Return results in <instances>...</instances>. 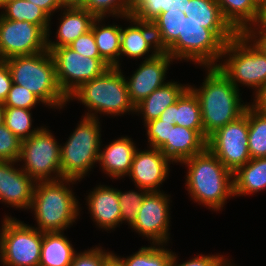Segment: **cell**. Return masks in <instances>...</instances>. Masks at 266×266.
I'll list each match as a JSON object with an SVG mask.
<instances>
[{
  "label": "cell",
  "instance_id": "obj_28",
  "mask_svg": "<svg viewBox=\"0 0 266 266\" xmlns=\"http://www.w3.org/2000/svg\"><path fill=\"white\" fill-rule=\"evenodd\" d=\"M75 254L64 232L43 233L39 266H70Z\"/></svg>",
  "mask_w": 266,
  "mask_h": 266
},
{
  "label": "cell",
  "instance_id": "obj_4",
  "mask_svg": "<svg viewBox=\"0 0 266 266\" xmlns=\"http://www.w3.org/2000/svg\"><path fill=\"white\" fill-rule=\"evenodd\" d=\"M258 12L256 0H194V22L201 44L215 35L246 33Z\"/></svg>",
  "mask_w": 266,
  "mask_h": 266
},
{
  "label": "cell",
  "instance_id": "obj_40",
  "mask_svg": "<svg viewBox=\"0 0 266 266\" xmlns=\"http://www.w3.org/2000/svg\"><path fill=\"white\" fill-rule=\"evenodd\" d=\"M69 47L83 56L101 58L92 30H89L87 33L79 36L69 45Z\"/></svg>",
  "mask_w": 266,
  "mask_h": 266
},
{
  "label": "cell",
  "instance_id": "obj_3",
  "mask_svg": "<svg viewBox=\"0 0 266 266\" xmlns=\"http://www.w3.org/2000/svg\"><path fill=\"white\" fill-rule=\"evenodd\" d=\"M187 165V191L196 203L209 209H223L226 200L234 196L233 173L208 149L181 162Z\"/></svg>",
  "mask_w": 266,
  "mask_h": 266
},
{
  "label": "cell",
  "instance_id": "obj_12",
  "mask_svg": "<svg viewBox=\"0 0 266 266\" xmlns=\"http://www.w3.org/2000/svg\"><path fill=\"white\" fill-rule=\"evenodd\" d=\"M56 140L50 130L42 126L34 135L21 143L18 162L23 160L21 169L36 182L63 179L60 162L61 145Z\"/></svg>",
  "mask_w": 266,
  "mask_h": 266
},
{
  "label": "cell",
  "instance_id": "obj_39",
  "mask_svg": "<svg viewBox=\"0 0 266 266\" xmlns=\"http://www.w3.org/2000/svg\"><path fill=\"white\" fill-rule=\"evenodd\" d=\"M110 253L97 246L96 248L84 250L81 253L77 252L70 266H102L104 259Z\"/></svg>",
  "mask_w": 266,
  "mask_h": 266
},
{
  "label": "cell",
  "instance_id": "obj_27",
  "mask_svg": "<svg viewBox=\"0 0 266 266\" xmlns=\"http://www.w3.org/2000/svg\"><path fill=\"white\" fill-rule=\"evenodd\" d=\"M105 18H96L91 26L100 57L110 66L120 68L121 27L102 25ZM101 23V24H99Z\"/></svg>",
  "mask_w": 266,
  "mask_h": 266
},
{
  "label": "cell",
  "instance_id": "obj_26",
  "mask_svg": "<svg viewBox=\"0 0 266 266\" xmlns=\"http://www.w3.org/2000/svg\"><path fill=\"white\" fill-rule=\"evenodd\" d=\"M265 189L266 157L250 159L233 173V197L254 194Z\"/></svg>",
  "mask_w": 266,
  "mask_h": 266
},
{
  "label": "cell",
  "instance_id": "obj_15",
  "mask_svg": "<svg viewBox=\"0 0 266 266\" xmlns=\"http://www.w3.org/2000/svg\"><path fill=\"white\" fill-rule=\"evenodd\" d=\"M47 50V33L28 21H14L0 15V61Z\"/></svg>",
  "mask_w": 266,
  "mask_h": 266
},
{
  "label": "cell",
  "instance_id": "obj_7",
  "mask_svg": "<svg viewBox=\"0 0 266 266\" xmlns=\"http://www.w3.org/2000/svg\"><path fill=\"white\" fill-rule=\"evenodd\" d=\"M74 98L88 108L84 116L99 118L96 116L98 113L107 116H121L127 112L135 114L125 75L118 67H110L102 75L83 83L68 97V101Z\"/></svg>",
  "mask_w": 266,
  "mask_h": 266
},
{
  "label": "cell",
  "instance_id": "obj_46",
  "mask_svg": "<svg viewBox=\"0 0 266 266\" xmlns=\"http://www.w3.org/2000/svg\"><path fill=\"white\" fill-rule=\"evenodd\" d=\"M86 0H60L63 7H82Z\"/></svg>",
  "mask_w": 266,
  "mask_h": 266
},
{
  "label": "cell",
  "instance_id": "obj_19",
  "mask_svg": "<svg viewBox=\"0 0 266 266\" xmlns=\"http://www.w3.org/2000/svg\"><path fill=\"white\" fill-rule=\"evenodd\" d=\"M15 161L0 160V202L11 207L30 209L36 181Z\"/></svg>",
  "mask_w": 266,
  "mask_h": 266
},
{
  "label": "cell",
  "instance_id": "obj_36",
  "mask_svg": "<svg viewBox=\"0 0 266 266\" xmlns=\"http://www.w3.org/2000/svg\"><path fill=\"white\" fill-rule=\"evenodd\" d=\"M22 141L4 124L0 126V160L18 163Z\"/></svg>",
  "mask_w": 266,
  "mask_h": 266
},
{
  "label": "cell",
  "instance_id": "obj_47",
  "mask_svg": "<svg viewBox=\"0 0 266 266\" xmlns=\"http://www.w3.org/2000/svg\"><path fill=\"white\" fill-rule=\"evenodd\" d=\"M254 40L266 53V37H259V38H251Z\"/></svg>",
  "mask_w": 266,
  "mask_h": 266
},
{
  "label": "cell",
  "instance_id": "obj_50",
  "mask_svg": "<svg viewBox=\"0 0 266 266\" xmlns=\"http://www.w3.org/2000/svg\"><path fill=\"white\" fill-rule=\"evenodd\" d=\"M10 1H13V0H0V9L5 3H8Z\"/></svg>",
  "mask_w": 266,
  "mask_h": 266
},
{
  "label": "cell",
  "instance_id": "obj_21",
  "mask_svg": "<svg viewBox=\"0 0 266 266\" xmlns=\"http://www.w3.org/2000/svg\"><path fill=\"white\" fill-rule=\"evenodd\" d=\"M207 148V141L193 129L174 125L170 128L169 138L159 148L160 151L173 163L192 157Z\"/></svg>",
  "mask_w": 266,
  "mask_h": 266
},
{
  "label": "cell",
  "instance_id": "obj_18",
  "mask_svg": "<svg viewBox=\"0 0 266 266\" xmlns=\"http://www.w3.org/2000/svg\"><path fill=\"white\" fill-rule=\"evenodd\" d=\"M149 149L136 150L128 176L138 190L144 188L148 191H160V185L169 176L171 161L159 149Z\"/></svg>",
  "mask_w": 266,
  "mask_h": 266
},
{
  "label": "cell",
  "instance_id": "obj_34",
  "mask_svg": "<svg viewBox=\"0 0 266 266\" xmlns=\"http://www.w3.org/2000/svg\"><path fill=\"white\" fill-rule=\"evenodd\" d=\"M140 193L137 191L129 190L122 192L118 190V200L121 210V223L127 222L129 226L137 218V213L144 201L145 196L150 192L144 188H139Z\"/></svg>",
  "mask_w": 266,
  "mask_h": 266
},
{
  "label": "cell",
  "instance_id": "obj_41",
  "mask_svg": "<svg viewBox=\"0 0 266 266\" xmlns=\"http://www.w3.org/2000/svg\"><path fill=\"white\" fill-rule=\"evenodd\" d=\"M13 84L11 72L4 61H0V103H4Z\"/></svg>",
  "mask_w": 266,
  "mask_h": 266
},
{
  "label": "cell",
  "instance_id": "obj_44",
  "mask_svg": "<svg viewBox=\"0 0 266 266\" xmlns=\"http://www.w3.org/2000/svg\"><path fill=\"white\" fill-rule=\"evenodd\" d=\"M32 3H34L35 5L39 6L49 17L54 16L53 13H55V11L57 12V10L64 8L61 3L60 0H28Z\"/></svg>",
  "mask_w": 266,
  "mask_h": 266
},
{
  "label": "cell",
  "instance_id": "obj_43",
  "mask_svg": "<svg viewBox=\"0 0 266 266\" xmlns=\"http://www.w3.org/2000/svg\"><path fill=\"white\" fill-rule=\"evenodd\" d=\"M254 93L255 99L249 106L256 112L266 115V83Z\"/></svg>",
  "mask_w": 266,
  "mask_h": 266
},
{
  "label": "cell",
  "instance_id": "obj_23",
  "mask_svg": "<svg viewBox=\"0 0 266 266\" xmlns=\"http://www.w3.org/2000/svg\"><path fill=\"white\" fill-rule=\"evenodd\" d=\"M61 13L56 32L57 40L52 42L47 36V49L69 46L79 36L91 30L92 23L96 19L82 7H64V9L61 8Z\"/></svg>",
  "mask_w": 266,
  "mask_h": 266
},
{
  "label": "cell",
  "instance_id": "obj_32",
  "mask_svg": "<svg viewBox=\"0 0 266 266\" xmlns=\"http://www.w3.org/2000/svg\"><path fill=\"white\" fill-rule=\"evenodd\" d=\"M135 0H86L82 8L95 18L108 16L127 19L130 16ZM108 15V16H107Z\"/></svg>",
  "mask_w": 266,
  "mask_h": 266
},
{
  "label": "cell",
  "instance_id": "obj_20",
  "mask_svg": "<svg viewBox=\"0 0 266 266\" xmlns=\"http://www.w3.org/2000/svg\"><path fill=\"white\" fill-rule=\"evenodd\" d=\"M86 198L91 218L100 229L114 230L122 224L118 189L98 185Z\"/></svg>",
  "mask_w": 266,
  "mask_h": 266
},
{
  "label": "cell",
  "instance_id": "obj_31",
  "mask_svg": "<svg viewBox=\"0 0 266 266\" xmlns=\"http://www.w3.org/2000/svg\"><path fill=\"white\" fill-rule=\"evenodd\" d=\"M173 254L163 244L151 243V246L141 247L139 251L121 259L124 266H170Z\"/></svg>",
  "mask_w": 266,
  "mask_h": 266
},
{
  "label": "cell",
  "instance_id": "obj_38",
  "mask_svg": "<svg viewBox=\"0 0 266 266\" xmlns=\"http://www.w3.org/2000/svg\"><path fill=\"white\" fill-rule=\"evenodd\" d=\"M230 260L223 255H197L183 263L178 264V256L173 254L170 266H226Z\"/></svg>",
  "mask_w": 266,
  "mask_h": 266
},
{
  "label": "cell",
  "instance_id": "obj_48",
  "mask_svg": "<svg viewBox=\"0 0 266 266\" xmlns=\"http://www.w3.org/2000/svg\"><path fill=\"white\" fill-rule=\"evenodd\" d=\"M4 109L5 106L3 105V103H0V126L4 124Z\"/></svg>",
  "mask_w": 266,
  "mask_h": 266
},
{
  "label": "cell",
  "instance_id": "obj_42",
  "mask_svg": "<svg viewBox=\"0 0 266 266\" xmlns=\"http://www.w3.org/2000/svg\"><path fill=\"white\" fill-rule=\"evenodd\" d=\"M245 34L250 38L266 37V8L259 10L255 23Z\"/></svg>",
  "mask_w": 266,
  "mask_h": 266
},
{
  "label": "cell",
  "instance_id": "obj_49",
  "mask_svg": "<svg viewBox=\"0 0 266 266\" xmlns=\"http://www.w3.org/2000/svg\"><path fill=\"white\" fill-rule=\"evenodd\" d=\"M258 9H264L266 8V0H256Z\"/></svg>",
  "mask_w": 266,
  "mask_h": 266
},
{
  "label": "cell",
  "instance_id": "obj_16",
  "mask_svg": "<svg viewBox=\"0 0 266 266\" xmlns=\"http://www.w3.org/2000/svg\"><path fill=\"white\" fill-rule=\"evenodd\" d=\"M127 20L131 24L125 29L121 27L120 56L140 59L147 54L146 59H151L173 40L157 24L138 21L131 16H127ZM149 51L153 52L148 56Z\"/></svg>",
  "mask_w": 266,
  "mask_h": 266
},
{
  "label": "cell",
  "instance_id": "obj_29",
  "mask_svg": "<svg viewBox=\"0 0 266 266\" xmlns=\"http://www.w3.org/2000/svg\"><path fill=\"white\" fill-rule=\"evenodd\" d=\"M2 8L3 12H1L2 14L0 13V15L3 18L19 22L28 21L32 24H36L47 33V36L50 37L51 17H49L39 6L28 0H13L5 3L1 9Z\"/></svg>",
  "mask_w": 266,
  "mask_h": 266
},
{
  "label": "cell",
  "instance_id": "obj_14",
  "mask_svg": "<svg viewBox=\"0 0 266 266\" xmlns=\"http://www.w3.org/2000/svg\"><path fill=\"white\" fill-rule=\"evenodd\" d=\"M248 107L245 113L213 133L207 148L232 173L250 161L248 151Z\"/></svg>",
  "mask_w": 266,
  "mask_h": 266
},
{
  "label": "cell",
  "instance_id": "obj_22",
  "mask_svg": "<svg viewBox=\"0 0 266 266\" xmlns=\"http://www.w3.org/2000/svg\"><path fill=\"white\" fill-rule=\"evenodd\" d=\"M137 149L132 138L127 136L112 141L102 150L100 149L99 165L102 171L112 179L127 177Z\"/></svg>",
  "mask_w": 266,
  "mask_h": 266
},
{
  "label": "cell",
  "instance_id": "obj_5",
  "mask_svg": "<svg viewBox=\"0 0 266 266\" xmlns=\"http://www.w3.org/2000/svg\"><path fill=\"white\" fill-rule=\"evenodd\" d=\"M75 182L72 179L36 182L30 207L38 226L34 228L42 233H53L64 232L73 225L81 208L70 188V183Z\"/></svg>",
  "mask_w": 266,
  "mask_h": 266
},
{
  "label": "cell",
  "instance_id": "obj_8",
  "mask_svg": "<svg viewBox=\"0 0 266 266\" xmlns=\"http://www.w3.org/2000/svg\"><path fill=\"white\" fill-rule=\"evenodd\" d=\"M138 21L159 25L173 39L201 42L194 22V0H135L130 14Z\"/></svg>",
  "mask_w": 266,
  "mask_h": 266
},
{
  "label": "cell",
  "instance_id": "obj_33",
  "mask_svg": "<svg viewBox=\"0 0 266 266\" xmlns=\"http://www.w3.org/2000/svg\"><path fill=\"white\" fill-rule=\"evenodd\" d=\"M31 110L24 108L5 107L4 125L21 141L34 135L41 127L32 128Z\"/></svg>",
  "mask_w": 266,
  "mask_h": 266
},
{
  "label": "cell",
  "instance_id": "obj_51",
  "mask_svg": "<svg viewBox=\"0 0 266 266\" xmlns=\"http://www.w3.org/2000/svg\"><path fill=\"white\" fill-rule=\"evenodd\" d=\"M233 263L229 262L226 266H234V264L232 265Z\"/></svg>",
  "mask_w": 266,
  "mask_h": 266
},
{
  "label": "cell",
  "instance_id": "obj_10",
  "mask_svg": "<svg viewBox=\"0 0 266 266\" xmlns=\"http://www.w3.org/2000/svg\"><path fill=\"white\" fill-rule=\"evenodd\" d=\"M197 50L198 48L190 41L173 39L155 57L141 62L130 79L125 78L129 99L134 107L154 90L167 83L165 82L166 73L173 60H186L189 62V58Z\"/></svg>",
  "mask_w": 266,
  "mask_h": 266
},
{
  "label": "cell",
  "instance_id": "obj_13",
  "mask_svg": "<svg viewBox=\"0 0 266 266\" xmlns=\"http://www.w3.org/2000/svg\"><path fill=\"white\" fill-rule=\"evenodd\" d=\"M47 50L55 63L58 85L67 98L83 83L102 75L110 68L102 58L83 56L69 46Z\"/></svg>",
  "mask_w": 266,
  "mask_h": 266
},
{
  "label": "cell",
  "instance_id": "obj_17",
  "mask_svg": "<svg viewBox=\"0 0 266 266\" xmlns=\"http://www.w3.org/2000/svg\"><path fill=\"white\" fill-rule=\"evenodd\" d=\"M165 192L150 191L144 198L137 218L130 226L152 244L168 243L170 225V197Z\"/></svg>",
  "mask_w": 266,
  "mask_h": 266
},
{
  "label": "cell",
  "instance_id": "obj_11",
  "mask_svg": "<svg viewBox=\"0 0 266 266\" xmlns=\"http://www.w3.org/2000/svg\"><path fill=\"white\" fill-rule=\"evenodd\" d=\"M1 227V263L4 266H39L43 233L7 215Z\"/></svg>",
  "mask_w": 266,
  "mask_h": 266
},
{
  "label": "cell",
  "instance_id": "obj_37",
  "mask_svg": "<svg viewBox=\"0 0 266 266\" xmlns=\"http://www.w3.org/2000/svg\"><path fill=\"white\" fill-rule=\"evenodd\" d=\"M174 125L175 122L161 121L160 119L145 123L149 147L159 149L169 138L170 128Z\"/></svg>",
  "mask_w": 266,
  "mask_h": 266
},
{
  "label": "cell",
  "instance_id": "obj_6",
  "mask_svg": "<svg viewBox=\"0 0 266 266\" xmlns=\"http://www.w3.org/2000/svg\"><path fill=\"white\" fill-rule=\"evenodd\" d=\"M4 62L11 72L13 83L30 90L45 106L61 109L69 102L58 85L55 63L48 50L14 56Z\"/></svg>",
  "mask_w": 266,
  "mask_h": 266
},
{
  "label": "cell",
  "instance_id": "obj_9",
  "mask_svg": "<svg viewBox=\"0 0 266 266\" xmlns=\"http://www.w3.org/2000/svg\"><path fill=\"white\" fill-rule=\"evenodd\" d=\"M80 123L61 146L60 162L63 179L81 181L99 162L101 127L99 118L83 116Z\"/></svg>",
  "mask_w": 266,
  "mask_h": 266
},
{
  "label": "cell",
  "instance_id": "obj_30",
  "mask_svg": "<svg viewBox=\"0 0 266 266\" xmlns=\"http://www.w3.org/2000/svg\"><path fill=\"white\" fill-rule=\"evenodd\" d=\"M248 151L251 159L266 157V115L248 106Z\"/></svg>",
  "mask_w": 266,
  "mask_h": 266
},
{
  "label": "cell",
  "instance_id": "obj_1",
  "mask_svg": "<svg viewBox=\"0 0 266 266\" xmlns=\"http://www.w3.org/2000/svg\"><path fill=\"white\" fill-rule=\"evenodd\" d=\"M199 50L237 89L242 84L256 92L266 83V53L245 33L212 36ZM222 57H227L223 63L219 61Z\"/></svg>",
  "mask_w": 266,
  "mask_h": 266
},
{
  "label": "cell",
  "instance_id": "obj_25",
  "mask_svg": "<svg viewBox=\"0 0 266 266\" xmlns=\"http://www.w3.org/2000/svg\"><path fill=\"white\" fill-rule=\"evenodd\" d=\"M189 88V85L178 84L175 81H168L162 87L154 90L149 96L135 106V112L142 114L144 124L158 119L164 110L177 102L180 96Z\"/></svg>",
  "mask_w": 266,
  "mask_h": 266
},
{
  "label": "cell",
  "instance_id": "obj_35",
  "mask_svg": "<svg viewBox=\"0 0 266 266\" xmlns=\"http://www.w3.org/2000/svg\"><path fill=\"white\" fill-rule=\"evenodd\" d=\"M42 101L24 86L12 84L3 105L5 107L24 108L31 110Z\"/></svg>",
  "mask_w": 266,
  "mask_h": 266
},
{
  "label": "cell",
  "instance_id": "obj_24",
  "mask_svg": "<svg viewBox=\"0 0 266 266\" xmlns=\"http://www.w3.org/2000/svg\"><path fill=\"white\" fill-rule=\"evenodd\" d=\"M158 119L175 122V125L196 130L204 138L200 102L190 88L180 96L176 103L168 106Z\"/></svg>",
  "mask_w": 266,
  "mask_h": 266
},
{
  "label": "cell",
  "instance_id": "obj_2",
  "mask_svg": "<svg viewBox=\"0 0 266 266\" xmlns=\"http://www.w3.org/2000/svg\"><path fill=\"white\" fill-rule=\"evenodd\" d=\"M189 60L195 65L204 66L208 71L199 89L195 85H189L200 102L204 139L207 141L218 129L243 115L249 103H244L240 97V89L199 49Z\"/></svg>",
  "mask_w": 266,
  "mask_h": 266
},
{
  "label": "cell",
  "instance_id": "obj_45",
  "mask_svg": "<svg viewBox=\"0 0 266 266\" xmlns=\"http://www.w3.org/2000/svg\"><path fill=\"white\" fill-rule=\"evenodd\" d=\"M102 266H124L121 257L114 253H110L103 262Z\"/></svg>",
  "mask_w": 266,
  "mask_h": 266
}]
</instances>
